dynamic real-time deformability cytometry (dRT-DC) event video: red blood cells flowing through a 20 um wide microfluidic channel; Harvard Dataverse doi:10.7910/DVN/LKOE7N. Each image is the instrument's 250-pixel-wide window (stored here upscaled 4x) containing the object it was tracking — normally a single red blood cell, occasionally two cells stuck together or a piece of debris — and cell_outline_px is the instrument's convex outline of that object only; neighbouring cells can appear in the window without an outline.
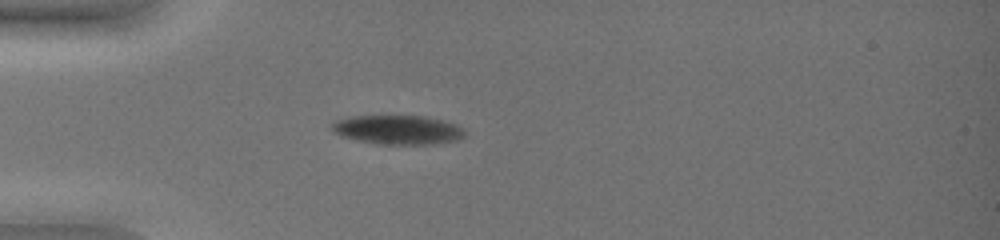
{"species": "common noctule bat (a hibernating species)", "species_latin": "Nyctalus noctula", "temperature_condition": "warm", "stored_images_in_passage": 36, "camera_frame_rate_fps": 3000, "um_per_image_px": 0.085, "animal": {"sex": "female", "body_mass_g": 19.0, "forearm_length_mm": 51.5}, "frame": {"image": 1, "passage_image": 1, "time_ms": 0.0, "image_size_px": [1000, 240], "cell_outline_px": [[464, 136], [456, 140], [436, 144], [376, 144], [356, 140], [340, 136], [332, 132], [332, 124], [336, 120], [348, 116], [428, 116], [444, 120], [456, 124], [464, 128]], "centroid_in_image_um": [33.81, 11.03], "position_along_channel_um": 51.2, "area_um2": 22.83}}
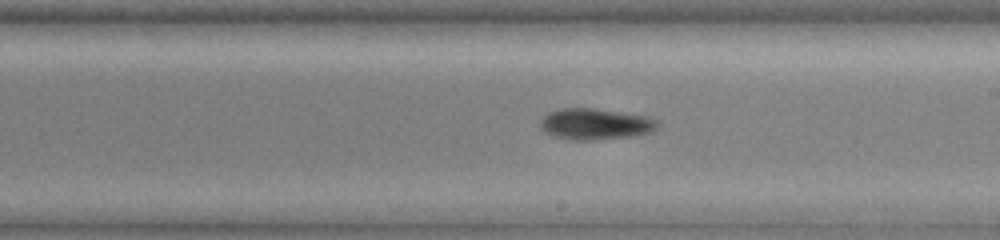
{"frame": {"image": 2, "passage_image": 17, "time_ms": 5.333, "image_size_px": [1000, 240], "cell_outline_px": [[660, 124], [652, 132], [636, 136], [592, 140], [572, 140], [552, 136], [544, 132], [540, 128], [540, 120], [548, 112], [560, 108], [592, 108], [648, 116], [660, 120]], "centroid_in_image_um": [50.62, 10.55], "position_along_channel_um": 238.4, "area_um2": 21.68}}
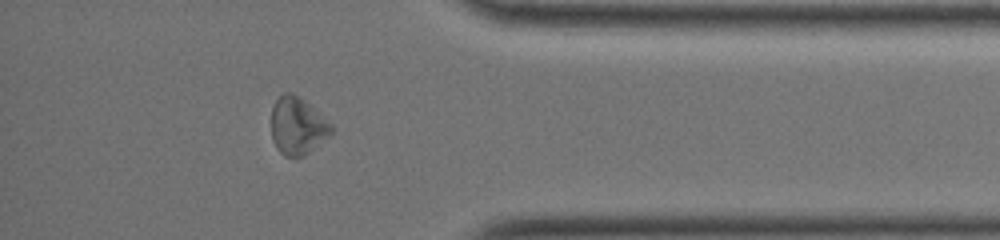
{"frame": {"image": 3, "passage_image": 31, "time_ms": 10.0, "image_size_px": [1000, 240], "cell_outline_px": [[336, 128], [328, 136], [304, 156], [284, 156], [276, 148], [272, 140], [272, 108], [276, 100], [284, 92], [292, 92], [304, 100], [332, 124]], "centroid_in_image_um": [25.28, 10.7], "position_along_channel_um": 409.9, "area_um2": 19.94}, "authors_computed_cell_mechanics": {"area_um2": 21.1837, "velocity_mm_per_s": 3.8186, "shape_relaxation_time_tau1_ms": 4.9001, "shape_relaxation_time_tau2_ms": null, "deformation_change_tau1": 0.1053, "deformation_change_tau2": null}}